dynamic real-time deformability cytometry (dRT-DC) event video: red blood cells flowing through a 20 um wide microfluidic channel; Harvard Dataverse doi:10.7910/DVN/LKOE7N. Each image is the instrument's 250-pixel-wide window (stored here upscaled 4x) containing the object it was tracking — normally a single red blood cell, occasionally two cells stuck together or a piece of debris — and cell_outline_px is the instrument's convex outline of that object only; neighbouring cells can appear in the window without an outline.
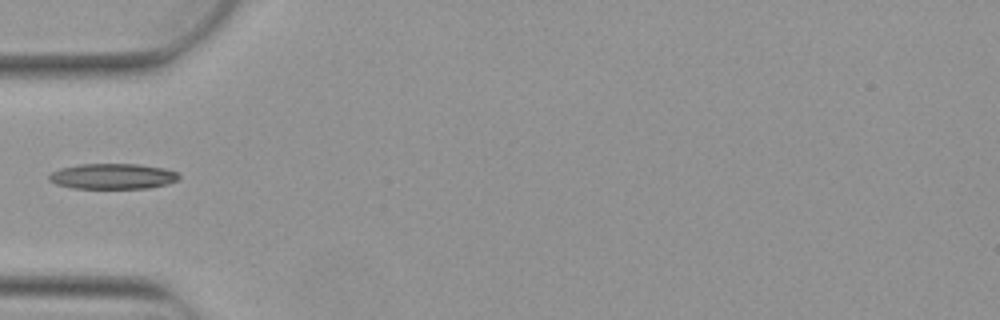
{"species": "Egyptian fruit bat (a non-hibernating species)", "species_latin": "Rousettus aegyptiacus", "temperature_condition": "warm", "stored_images_in_passage": 3, "camera_frame_rate_fps": 3000, "um_per_image_px": 0.085, "animal": {"sex": "female"}, "frame": {"image": 1, "passage_image": 2, "time_ms": 0.333, "image_size_px": [1000, 320], "cell_outline_px": [[180, 180], [168, 184], [148, 188], [72, 188], [56, 184], [48, 180], [48, 176], [52, 172], [60, 168], [80, 164], [136, 164], [164, 168], [176, 172], [180, 176]], "centroid_in_image_um": [9.59, 14.99], "position_along_channel_um": 75.4, "area_um2": 19.36}}
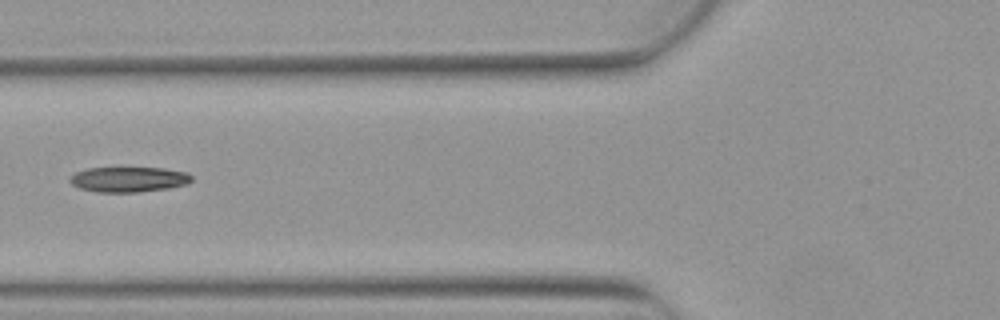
{"frame": {"image": 2, "passage_image": 3, "time_ms": 0.667, "image_size_px": [1000, 320], "cell_outline_px": [[192, 180], [188, 184], [168, 188], [136, 192], [96, 192], [80, 188], [72, 184], [68, 180], [76, 172], [88, 168], [164, 168], [188, 172], [192, 176]], "centroid_in_image_um": [10.96, 15.24], "position_along_channel_um": 114.8, "area_um2": 17.86}}